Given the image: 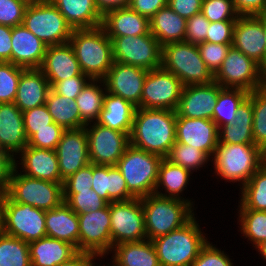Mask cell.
Masks as SVG:
<instances>
[{
	"label": "cell",
	"mask_w": 266,
	"mask_h": 266,
	"mask_svg": "<svg viewBox=\"0 0 266 266\" xmlns=\"http://www.w3.org/2000/svg\"><path fill=\"white\" fill-rule=\"evenodd\" d=\"M176 118L173 110L136 108L130 144L165 158L176 142Z\"/></svg>",
	"instance_id": "1"
},
{
	"label": "cell",
	"mask_w": 266,
	"mask_h": 266,
	"mask_svg": "<svg viewBox=\"0 0 266 266\" xmlns=\"http://www.w3.org/2000/svg\"><path fill=\"white\" fill-rule=\"evenodd\" d=\"M81 71L92 80H103L112 67V41L102 26L73 29L70 40Z\"/></svg>",
	"instance_id": "2"
},
{
	"label": "cell",
	"mask_w": 266,
	"mask_h": 266,
	"mask_svg": "<svg viewBox=\"0 0 266 266\" xmlns=\"http://www.w3.org/2000/svg\"><path fill=\"white\" fill-rule=\"evenodd\" d=\"M145 231L148 240H153L177 230L193 217L189 200L163 197L152 193L141 198Z\"/></svg>",
	"instance_id": "3"
},
{
	"label": "cell",
	"mask_w": 266,
	"mask_h": 266,
	"mask_svg": "<svg viewBox=\"0 0 266 266\" xmlns=\"http://www.w3.org/2000/svg\"><path fill=\"white\" fill-rule=\"evenodd\" d=\"M193 217L181 228L152 240L161 266H191L207 244Z\"/></svg>",
	"instance_id": "4"
},
{
	"label": "cell",
	"mask_w": 266,
	"mask_h": 266,
	"mask_svg": "<svg viewBox=\"0 0 266 266\" xmlns=\"http://www.w3.org/2000/svg\"><path fill=\"white\" fill-rule=\"evenodd\" d=\"M215 172L225 180L244 186L266 162L264 151L255 144L218 143L214 151Z\"/></svg>",
	"instance_id": "5"
},
{
	"label": "cell",
	"mask_w": 266,
	"mask_h": 266,
	"mask_svg": "<svg viewBox=\"0 0 266 266\" xmlns=\"http://www.w3.org/2000/svg\"><path fill=\"white\" fill-rule=\"evenodd\" d=\"M161 67L173 73L183 86L214 81V75L201 58L197 44L180 41L162 46Z\"/></svg>",
	"instance_id": "6"
},
{
	"label": "cell",
	"mask_w": 266,
	"mask_h": 266,
	"mask_svg": "<svg viewBox=\"0 0 266 266\" xmlns=\"http://www.w3.org/2000/svg\"><path fill=\"white\" fill-rule=\"evenodd\" d=\"M162 157L132 146L127 147L116 167L126 181L128 191L135 198L155 192Z\"/></svg>",
	"instance_id": "7"
},
{
	"label": "cell",
	"mask_w": 266,
	"mask_h": 266,
	"mask_svg": "<svg viewBox=\"0 0 266 266\" xmlns=\"http://www.w3.org/2000/svg\"><path fill=\"white\" fill-rule=\"evenodd\" d=\"M13 170L8 197L17 203L29 204L43 211L59 206L63 200V183H55L18 174Z\"/></svg>",
	"instance_id": "8"
},
{
	"label": "cell",
	"mask_w": 266,
	"mask_h": 266,
	"mask_svg": "<svg viewBox=\"0 0 266 266\" xmlns=\"http://www.w3.org/2000/svg\"><path fill=\"white\" fill-rule=\"evenodd\" d=\"M23 25L47 46L68 43L73 31L50 1L28 4Z\"/></svg>",
	"instance_id": "9"
},
{
	"label": "cell",
	"mask_w": 266,
	"mask_h": 266,
	"mask_svg": "<svg viewBox=\"0 0 266 266\" xmlns=\"http://www.w3.org/2000/svg\"><path fill=\"white\" fill-rule=\"evenodd\" d=\"M214 81L223 88L251 92L264 87V68L231 46L221 67L214 74Z\"/></svg>",
	"instance_id": "10"
},
{
	"label": "cell",
	"mask_w": 266,
	"mask_h": 266,
	"mask_svg": "<svg viewBox=\"0 0 266 266\" xmlns=\"http://www.w3.org/2000/svg\"><path fill=\"white\" fill-rule=\"evenodd\" d=\"M114 61L152 70L161 67L162 46L151 34L109 37Z\"/></svg>",
	"instance_id": "11"
},
{
	"label": "cell",
	"mask_w": 266,
	"mask_h": 266,
	"mask_svg": "<svg viewBox=\"0 0 266 266\" xmlns=\"http://www.w3.org/2000/svg\"><path fill=\"white\" fill-rule=\"evenodd\" d=\"M112 249L116 244L147 239L141 198L110 203Z\"/></svg>",
	"instance_id": "12"
},
{
	"label": "cell",
	"mask_w": 266,
	"mask_h": 266,
	"mask_svg": "<svg viewBox=\"0 0 266 266\" xmlns=\"http://www.w3.org/2000/svg\"><path fill=\"white\" fill-rule=\"evenodd\" d=\"M183 85L171 72L162 67L149 70L143 85L141 108L176 111Z\"/></svg>",
	"instance_id": "13"
},
{
	"label": "cell",
	"mask_w": 266,
	"mask_h": 266,
	"mask_svg": "<svg viewBox=\"0 0 266 266\" xmlns=\"http://www.w3.org/2000/svg\"><path fill=\"white\" fill-rule=\"evenodd\" d=\"M3 233L28 243L46 237L45 211L7 196Z\"/></svg>",
	"instance_id": "14"
},
{
	"label": "cell",
	"mask_w": 266,
	"mask_h": 266,
	"mask_svg": "<svg viewBox=\"0 0 266 266\" xmlns=\"http://www.w3.org/2000/svg\"><path fill=\"white\" fill-rule=\"evenodd\" d=\"M79 219V252L103 256L112 249L110 204L97 211L77 214Z\"/></svg>",
	"instance_id": "15"
},
{
	"label": "cell",
	"mask_w": 266,
	"mask_h": 266,
	"mask_svg": "<svg viewBox=\"0 0 266 266\" xmlns=\"http://www.w3.org/2000/svg\"><path fill=\"white\" fill-rule=\"evenodd\" d=\"M86 128L90 163L116 166L130 145V135L95 123Z\"/></svg>",
	"instance_id": "16"
},
{
	"label": "cell",
	"mask_w": 266,
	"mask_h": 266,
	"mask_svg": "<svg viewBox=\"0 0 266 266\" xmlns=\"http://www.w3.org/2000/svg\"><path fill=\"white\" fill-rule=\"evenodd\" d=\"M147 73L146 69L114 61L105 78L99 81L103 86L105 84L106 92L122 97L141 108L142 90Z\"/></svg>",
	"instance_id": "17"
},
{
	"label": "cell",
	"mask_w": 266,
	"mask_h": 266,
	"mask_svg": "<svg viewBox=\"0 0 266 266\" xmlns=\"http://www.w3.org/2000/svg\"><path fill=\"white\" fill-rule=\"evenodd\" d=\"M55 151L63 180L88 165L90 157L85 127L65 129Z\"/></svg>",
	"instance_id": "18"
},
{
	"label": "cell",
	"mask_w": 266,
	"mask_h": 266,
	"mask_svg": "<svg viewBox=\"0 0 266 266\" xmlns=\"http://www.w3.org/2000/svg\"><path fill=\"white\" fill-rule=\"evenodd\" d=\"M221 85L213 81L210 84L183 86L177 117L212 119Z\"/></svg>",
	"instance_id": "19"
},
{
	"label": "cell",
	"mask_w": 266,
	"mask_h": 266,
	"mask_svg": "<svg viewBox=\"0 0 266 266\" xmlns=\"http://www.w3.org/2000/svg\"><path fill=\"white\" fill-rule=\"evenodd\" d=\"M232 46L266 68V40L262 22L256 15H239Z\"/></svg>",
	"instance_id": "20"
},
{
	"label": "cell",
	"mask_w": 266,
	"mask_h": 266,
	"mask_svg": "<svg viewBox=\"0 0 266 266\" xmlns=\"http://www.w3.org/2000/svg\"><path fill=\"white\" fill-rule=\"evenodd\" d=\"M176 142L195 147L210 157L219 142V128L212 119L177 117Z\"/></svg>",
	"instance_id": "21"
},
{
	"label": "cell",
	"mask_w": 266,
	"mask_h": 266,
	"mask_svg": "<svg viewBox=\"0 0 266 266\" xmlns=\"http://www.w3.org/2000/svg\"><path fill=\"white\" fill-rule=\"evenodd\" d=\"M11 63L24 69L40 68L47 45L23 24L12 27Z\"/></svg>",
	"instance_id": "22"
},
{
	"label": "cell",
	"mask_w": 266,
	"mask_h": 266,
	"mask_svg": "<svg viewBox=\"0 0 266 266\" xmlns=\"http://www.w3.org/2000/svg\"><path fill=\"white\" fill-rule=\"evenodd\" d=\"M40 69L51 87L59 81L82 74L79 62L69 42L47 46Z\"/></svg>",
	"instance_id": "23"
},
{
	"label": "cell",
	"mask_w": 266,
	"mask_h": 266,
	"mask_svg": "<svg viewBox=\"0 0 266 266\" xmlns=\"http://www.w3.org/2000/svg\"><path fill=\"white\" fill-rule=\"evenodd\" d=\"M27 143L22 111L14 103H0V150L14 156Z\"/></svg>",
	"instance_id": "24"
},
{
	"label": "cell",
	"mask_w": 266,
	"mask_h": 266,
	"mask_svg": "<svg viewBox=\"0 0 266 266\" xmlns=\"http://www.w3.org/2000/svg\"><path fill=\"white\" fill-rule=\"evenodd\" d=\"M51 86L40 68L23 69L14 104L26 111L45 104Z\"/></svg>",
	"instance_id": "25"
},
{
	"label": "cell",
	"mask_w": 266,
	"mask_h": 266,
	"mask_svg": "<svg viewBox=\"0 0 266 266\" xmlns=\"http://www.w3.org/2000/svg\"><path fill=\"white\" fill-rule=\"evenodd\" d=\"M21 157L24 175L44 181L64 183L55 150L26 146L21 151Z\"/></svg>",
	"instance_id": "26"
},
{
	"label": "cell",
	"mask_w": 266,
	"mask_h": 266,
	"mask_svg": "<svg viewBox=\"0 0 266 266\" xmlns=\"http://www.w3.org/2000/svg\"><path fill=\"white\" fill-rule=\"evenodd\" d=\"M102 28L108 37L137 36L150 33L149 18L129 7L114 9L102 17Z\"/></svg>",
	"instance_id": "27"
},
{
	"label": "cell",
	"mask_w": 266,
	"mask_h": 266,
	"mask_svg": "<svg viewBox=\"0 0 266 266\" xmlns=\"http://www.w3.org/2000/svg\"><path fill=\"white\" fill-rule=\"evenodd\" d=\"M45 226L47 237L70 243L79 252L78 215L64 201L45 211Z\"/></svg>",
	"instance_id": "28"
},
{
	"label": "cell",
	"mask_w": 266,
	"mask_h": 266,
	"mask_svg": "<svg viewBox=\"0 0 266 266\" xmlns=\"http://www.w3.org/2000/svg\"><path fill=\"white\" fill-rule=\"evenodd\" d=\"M32 266H58L75 256L77 249L62 240L44 237L29 243Z\"/></svg>",
	"instance_id": "29"
},
{
	"label": "cell",
	"mask_w": 266,
	"mask_h": 266,
	"mask_svg": "<svg viewBox=\"0 0 266 266\" xmlns=\"http://www.w3.org/2000/svg\"><path fill=\"white\" fill-rule=\"evenodd\" d=\"M72 29L101 26L103 15L94 0H50Z\"/></svg>",
	"instance_id": "30"
},
{
	"label": "cell",
	"mask_w": 266,
	"mask_h": 266,
	"mask_svg": "<svg viewBox=\"0 0 266 266\" xmlns=\"http://www.w3.org/2000/svg\"><path fill=\"white\" fill-rule=\"evenodd\" d=\"M136 106L122 97L106 92L97 123L113 130L131 134Z\"/></svg>",
	"instance_id": "31"
},
{
	"label": "cell",
	"mask_w": 266,
	"mask_h": 266,
	"mask_svg": "<svg viewBox=\"0 0 266 266\" xmlns=\"http://www.w3.org/2000/svg\"><path fill=\"white\" fill-rule=\"evenodd\" d=\"M187 20L168 5L158 10L150 19V33L161 46L185 40Z\"/></svg>",
	"instance_id": "32"
},
{
	"label": "cell",
	"mask_w": 266,
	"mask_h": 266,
	"mask_svg": "<svg viewBox=\"0 0 266 266\" xmlns=\"http://www.w3.org/2000/svg\"><path fill=\"white\" fill-rule=\"evenodd\" d=\"M253 107L248 96L238 107L234 122L219 128V142L225 144H254L252 134ZM222 131V132H220Z\"/></svg>",
	"instance_id": "33"
},
{
	"label": "cell",
	"mask_w": 266,
	"mask_h": 266,
	"mask_svg": "<svg viewBox=\"0 0 266 266\" xmlns=\"http://www.w3.org/2000/svg\"><path fill=\"white\" fill-rule=\"evenodd\" d=\"M115 266H161L151 240L114 245Z\"/></svg>",
	"instance_id": "34"
},
{
	"label": "cell",
	"mask_w": 266,
	"mask_h": 266,
	"mask_svg": "<svg viewBox=\"0 0 266 266\" xmlns=\"http://www.w3.org/2000/svg\"><path fill=\"white\" fill-rule=\"evenodd\" d=\"M45 105L56 124L64 129L81 128L80 111L74 99L61 96L50 89Z\"/></svg>",
	"instance_id": "35"
},
{
	"label": "cell",
	"mask_w": 266,
	"mask_h": 266,
	"mask_svg": "<svg viewBox=\"0 0 266 266\" xmlns=\"http://www.w3.org/2000/svg\"><path fill=\"white\" fill-rule=\"evenodd\" d=\"M190 173L191 172L186 168L172 164L163 158L159 166L158 180L154 193L163 197L181 199L179 193H181L186 187ZM160 185L165 188L169 195L162 194L158 191Z\"/></svg>",
	"instance_id": "36"
},
{
	"label": "cell",
	"mask_w": 266,
	"mask_h": 266,
	"mask_svg": "<svg viewBox=\"0 0 266 266\" xmlns=\"http://www.w3.org/2000/svg\"><path fill=\"white\" fill-rule=\"evenodd\" d=\"M99 80H92L86 84L83 90L76 97V105L81 116V127H87L92 120L99 119L104 104V93L100 85L95 84Z\"/></svg>",
	"instance_id": "37"
},
{
	"label": "cell",
	"mask_w": 266,
	"mask_h": 266,
	"mask_svg": "<svg viewBox=\"0 0 266 266\" xmlns=\"http://www.w3.org/2000/svg\"><path fill=\"white\" fill-rule=\"evenodd\" d=\"M249 96L243 89L223 88L214 107L213 121L218 128L234 122L238 107Z\"/></svg>",
	"instance_id": "38"
},
{
	"label": "cell",
	"mask_w": 266,
	"mask_h": 266,
	"mask_svg": "<svg viewBox=\"0 0 266 266\" xmlns=\"http://www.w3.org/2000/svg\"><path fill=\"white\" fill-rule=\"evenodd\" d=\"M241 189L240 209L266 211V162Z\"/></svg>",
	"instance_id": "39"
},
{
	"label": "cell",
	"mask_w": 266,
	"mask_h": 266,
	"mask_svg": "<svg viewBox=\"0 0 266 266\" xmlns=\"http://www.w3.org/2000/svg\"><path fill=\"white\" fill-rule=\"evenodd\" d=\"M0 266H32L29 243L0 233Z\"/></svg>",
	"instance_id": "40"
},
{
	"label": "cell",
	"mask_w": 266,
	"mask_h": 266,
	"mask_svg": "<svg viewBox=\"0 0 266 266\" xmlns=\"http://www.w3.org/2000/svg\"><path fill=\"white\" fill-rule=\"evenodd\" d=\"M253 107L252 134L254 144L263 151L266 149V88L249 92Z\"/></svg>",
	"instance_id": "41"
},
{
	"label": "cell",
	"mask_w": 266,
	"mask_h": 266,
	"mask_svg": "<svg viewBox=\"0 0 266 266\" xmlns=\"http://www.w3.org/2000/svg\"><path fill=\"white\" fill-rule=\"evenodd\" d=\"M63 200L76 214L97 211L108 204L92 189L63 190Z\"/></svg>",
	"instance_id": "42"
},
{
	"label": "cell",
	"mask_w": 266,
	"mask_h": 266,
	"mask_svg": "<svg viewBox=\"0 0 266 266\" xmlns=\"http://www.w3.org/2000/svg\"><path fill=\"white\" fill-rule=\"evenodd\" d=\"M165 159L191 172L202 167L209 156L195 147L175 142Z\"/></svg>",
	"instance_id": "43"
},
{
	"label": "cell",
	"mask_w": 266,
	"mask_h": 266,
	"mask_svg": "<svg viewBox=\"0 0 266 266\" xmlns=\"http://www.w3.org/2000/svg\"><path fill=\"white\" fill-rule=\"evenodd\" d=\"M241 230L255 246L266 240V211L240 209Z\"/></svg>",
	"instance_id": "44"
},
{
	"label": "cell",
	"mask_w": 266,
	"mask_h": 266,
	"mask_svg": "<svg viewBox=\"0 0 266 266\" xmlns=\"http://www.w3.org/2000/svg\"><path fill=\"white\" fill-rule=\"evenodd\" d=\"M22 67L11 62H0V103H13Z\"/></svg>",
	"instance_id": "45"
},
{
	"label": "cell",
	"mask_w": 266,
	"mask_h": 266,
	"mask_svg": "<svg viewBox=\"0 0 266 266\" xmlns=\"http://www.w3.org/2000/svg\"><path fill=\"white\" fill-rule=\"evenodd\" d=\"M201 13L210 22L237 20L239 16L233 0H203Z\"/></svg>",
	"instance_id": "46"
},
{
	"label": "cell",
	"mask_w": 266,
	"mask_h": 266,
	"mask_svg": "<svg viewBox=\"0 0 266 266\" xmlns=\"http://www.w3.org/2000/svg\"><path fill=\"white\" fill-rule=\"evenodd\" d=\"M231 46L232 44H216L206 41L197 44L201 58L213 75L221 67V64L227 56Z\"/></svg>",
	"instance_id": "47"
},
{
	"label": "cell",
	"mask_w": 266,
	"mask_h": 266,
	"mask_svg": "<svg viewBox=\"0 0 266 266\" xmlns=\"http://www.w3.org/2000/svg\"><path fill=\"white\" fill-rule=\"evenodd\" d=\"M24 130L29 139L38 129L51 128L52 116L48 112L46 105L35 107L22 112Z\"/></svg>",
	"instance_id": "48"
},
{
	"label": "cell",
	"mask_w": 266,
	"mask_h": 266,
	"mask_svg": "<svg viewBox=\"0 0 266 266\" xmlns=\"http://www.w3.org/2000/svg\"><path fill=\"white\" fill-rule=\"evenodd\" d=\"M64 130L62 126L53 122L51 123V128L38 129L28 139L27 146L56 150Z\"/></svg>",
	"instance_id": "49"
},
{
	"label": "cell",
	"mask_w": 266,
	"mask_h": 266,
	"mask_svg": "<svg viewBox=\"0 0 266 266\" xmlns=\"http://www.w3.org/2000/svg\"><path fill=\"white\" fill-rule=\"evenodd\" d=\"M27 6L22 0H0V25H22Z\"/></svg>",
	"instance_id": "50"
},
{
	"label": "cell",
	"mask_w": 266,
	"mask_h": 266,
	"mask_svg": "<svg viewBox=\"0 0 266 266\" xmlns=\"http://www.w3.org/2000/svg\"><path fill=\"white\" fill-rule=\"evenodd\" d=\"M133 198L120 170L116 166H108V204Z\"/></svg>",
	"instance_id": "51"
},
{
	"label": "cell",
	"mask_w": 266,
	"mask_h": 266,
	"mask_svg": "<svg viewBox=\"0 0 266 266\" xmlns=\"http://www.w3.org/2000/svg\"><path fill=\"white\" fill-rule=\"evenodd\" d=\"M210 21L200 12L186 22L185 42L199 44L206 41Z\"/></svg>",
	"instance_id": "52"
},
{
	"label": "cell",
	"mask_w": 266,
	"mask_h": 266,
	"mask_svg": "<svg viewBox=\"0 0 266 266\" xmlns=\"http://www.w3.org/2000/svg\"><path fill=\"white\" fill-rule=\"evenodd\" d=\"M223 252L207 242L191 266H233Z\"/></svg>",
	"instance_id": "53"
},
{
	"label": "cell",
	"mask_w": 266,
	"mask_h": 266,
	"mask_svg": "<svg viewBox=\"0 0 266 266\" xmlns=\"http://www.w3.org/2000/svg\"><path fill=\"white\" fill-rule=\"evenodd\" d=\"M236 20L210 22L206 42L232 44Z\"/></svg>",
	"instance_id": "54"
},
{
	"label": "cell",
	"mask_w": 266,
	"mask_h": 266,
	"mask_svg": "<svg viewBox=\"0 0 266 266\" xmlns=\"http://www.w3.org/2000/svg\"><path fill=\"white\" fill-rule=\"evenodd\" d=\"M87 78L89 81L91 80L88 76L82 73L79 76L70 77L55 83L51 89L61 96H66L75 100L88 83L86 81Z\"/></svg>",
	"instance_id": "55"
},
{
	"label": "cell",
	"mask_w": 266,
	"mask_h": 266,
	"mask_svg": "<svg viewBox=\"0 0 266 266\" xmlns=\"http://www.w3.org/2000/svg\"><path fill=\"white\" fill-rule=\"evenodd\" d=\"M92 183L93 164L89 163L64 180L63 190H88L92 189Z\"/></svg>",
	"instance_id": "56"
},
{
	"label": "cell",
	"mask_w": 266,
	"mask_h": 266,
	"mask_svg": "<svg viewBox=\"0 0 266 266\" xmlns=\"http://www.w3.org/2000/svg\"><path fill=\"white\" fill-rule=\"evenodd\" d=\"M203 0H168L167 5L184 19L188 20L201 12Z\"/></svg>",
	"instance_id": "57"
},
{
	"label": "cell",
	"mask_w": 266,
	"mask_h": 266,
	"mask_svg": "<svg viewBox=\"0 0 266 266\" xmlns=\"http://www.w3.org/2000/svg\"><path fill=\"white\" fill-rule=\"evenodd\" d=\"M16 160L11 153L0 150V191L7 192Z\"/></svg>",
	"instance_id": "58"
},
{
	"label": "cell",
	"mask_w": 266,
	"mask_h": 266,
	"mask_svg": "<svg viewBox=\"0 0 266 266\" xmlns=\"http://www.w3.org/2000/svg\"><path fill=\"white\" fill-rule=\"evenodd\" d=\"M94 190L101 198L108 203V166L93 164V183Z\"/></svg>",
	"instance_id": "59"
},
{
	"label": "cell",
	"mask_w": 266,
	"mask_h": 266,
	"mask_svg": "<svg viewBox=\"0 0 266 266\" xmlns=\"http://www.w3.org/2000/svg\"><path fill=\"white\" fill-rule=\"evenodd\" d=\"M168 0H130L128 7L140 15L151 18L158 10L167 6Z\"/></svg>",
	"instance_id": "60"
},
{
	"label": "cell",
	"mask_w": 266,
	"mask_h": 266,
	"mask_svg": "<svg viewBox=\"0 0 266 266\" xmlns=\"http://www.w3.org/2000/svg\"><path fill=\"white\" fill-rule=\"evenodd\" d=\"M239 15H257L265 12L266 0H233Z\"/></svg>",
	"instance_id": "61"
},
{
	"label": "cell",
	"mask_w": 266,
	"mask_h": 266,
	"mask_svg": "<svg viewBox=\"0 0 266 266\" xmlns=\"http://www.w3.org/2000/svg\"><path fill=\"white\" fill-rule=\"evenodd\" d=\"M12 27L0 25V62H11Z\"/></svg>",
	"instance_id": "62"
},
{
	"label": "cell",
	"mask_w": 266,
	"mask_h": 266,
	"mask_svg": "<svg viewBox=\"0 0 266 266\" xmlns=\"http://www.w3.org/2000/svg\"><path fill=\"white\" fill-rule=\"evenodd\" d=\"M99 12L104 15L106 12L119 8L128 7L130 0H94Z\"/></svg>",
	"instance_id": "63"
},
{
	"label": "cell",
	"mask_w": 266,
	"mask_h": 266,
	"mask_svg": "<svg viewBox=\"0 0 266 266\" xmlns=\"http://www.w3.org/2000/svg\"><path fill=\"white\" fill-rule=\"evenodd\" d=\"M95 255L88 252H78L69 261L61 263L58 266H89L90 262L94 260Z\"/></svg>",
	"instance_id": "64"
},
{
	"label": "cell",
	"mask_w": 266,
	"mask_h": 266,
	"mask_svg": "<svg viewBox=\"0 0 266 266\" xmlns=\"http://www.w3.org/2000/svg\"><path fill=\"white\" fill-rule=\"evenodd\" d=\"M7 196V192L0 191V233H3L4 231L5 204Z\"/></svg>",
	"instance_id": "65"
},
{
	"label": "cell",
	"mask_w": 266,
	"mask_h": 266,
	"mask_svg": "<svg viewBox=\"0 0 266 266\" xmlns=\"http://www.w3.org/2000/svg\"><path fill=\"white\" fill-rule=\"evenodd\" d=\"M260 21L262 22V25L264 27V35H265V40H266V12L260 13L256 15Z\"/></svg>",
	"instance_id": "66"
},
{
	"label": "cell",
	"mask_w": 266,
	"mask_h": 266,
	"mask_svg": "<svg viewBox=\"0 0 266 266\" xmlns=\"http://www.w3.org/2000/svg\"><path fill=\"white\" fill-rule=\"evenodd\" d=\"M256 248H258V250L260 251L261 255H263V257L266 260V240L263 241L262 243H260L258 246H256Z\"/></svg>",
	"instance_id": "67"
},
{
	"label": "cell",
	"mask_w": 266,
	"mask_h": 266,
	"mask_svg": "<svg viewBox=\"0 0 266 266\" xmlns=\"http://www.w3.org/2000/svg\"><path fill=\"white\" fill-rule=\"evenodd\" d=\"M26 2L27 4H37V3H44L50 0H22Z\"/></svg>",
	"instance_id": "68"
},
{
	"label": "cell",
	"mask_w": 266,
	"mask_h": 266,
	"mask_svg": "<svg viewBox=\"0 0 266 266\" xmlns=\"http://www.w3.org/2000/svg\"><path fill=\"white\" fill-rule=\"evenodd\" d=\"M264 80H266V68L264 69Z\"/></svg>",
	"instance_id": "69"
},
{
	"label": "cell",
	"mask_w": 266,
	"mask_h": 266,
	"mask_svg": "<svg viewBox=\"0 0 266 266\" xmlns=\"http://www.w3.org/2000/svg\"><path fill=\"white\" fill-rule=\"evenodd\" d=\"M95 265V263H93L92 261L90 262V264H89V266H94ZM113 266H115V265H113Z\"/></svg>",
	"instance_id": "70"
},
{
	"label": "cell",
	"mask_w": 266,
	"mask_h": 266,
	"mask_svg": "<svg viewBox=\"0 0 266 266\" xmlns=\"http://www.w3.org/2000/svg\"><path fill=\"white\" fill-rule=\"evenodd\" d=\"M264 157H265V160H266V149L264 150Z\"/></svg>",
	"instance_id": "71"
}]
</instances>
